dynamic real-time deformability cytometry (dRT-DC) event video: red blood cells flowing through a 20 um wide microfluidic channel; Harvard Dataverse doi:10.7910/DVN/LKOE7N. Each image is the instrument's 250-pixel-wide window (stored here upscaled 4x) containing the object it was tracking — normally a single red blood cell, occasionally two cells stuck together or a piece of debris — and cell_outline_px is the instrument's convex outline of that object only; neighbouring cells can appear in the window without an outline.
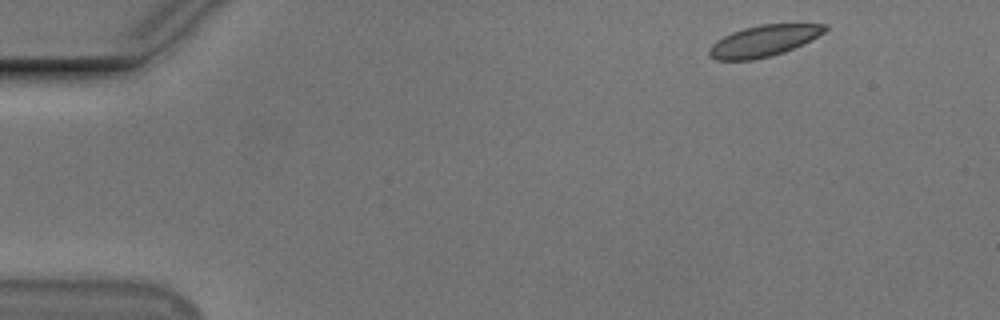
{"species": "Egyptian fruit bat (a non-hibernating species)", "species_latin": "Rousettus aegyptiacus", "temperature_condition": "cold", "stored_images_in_passage": 50, "camera_frame_rate_fps": 3000, "um_per_image_px": 0.085, "animal": {"sex": "male"}, "frame": {"image": 1, "passage_image": 1, "time_ms": 0.0, "image_size_px": [1000, 320], "cell_outline_px": [[828, 28], [824, 32], [784, 52], [752, 60], [716, 60], [708, 56], [708, 48], [716, 40], [732, 32], [744, 28], [760, 24], [828, 24]], "centroid_in_image_um": [64.84, 3.47], "position_along_channel_um": 20.2, "area_um2": 20.81}}
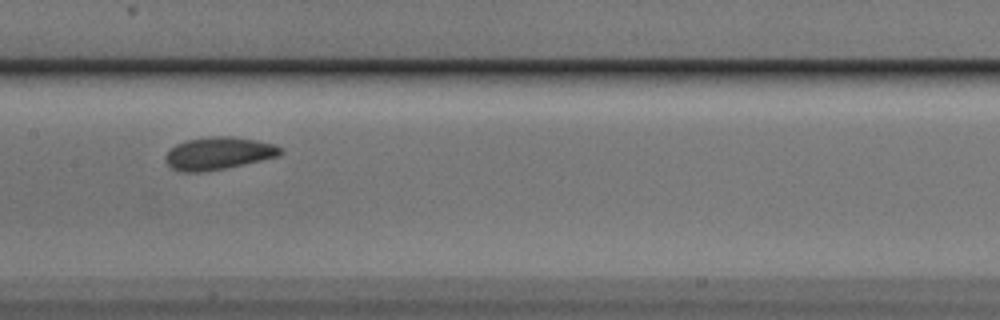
{"frame": {"image": 2, "passage_image": 23, "time_ms": 7.333, "image_size_px": [1000, 320], "cell_outline_px": [[284, 152], [280, 156], [244, 164], [224, 168], [200, 172], [180, 172], [172, 168], [164, 160], [164, 156], [176, 144], [188, 140], [212, 136], [232, 136], [256, 140], [272, 144], [284, 148]], "centroid_in_image_um": [18.59, 13.03], "position_along_channel_um": 188.8, "area_um2": 21.79}}
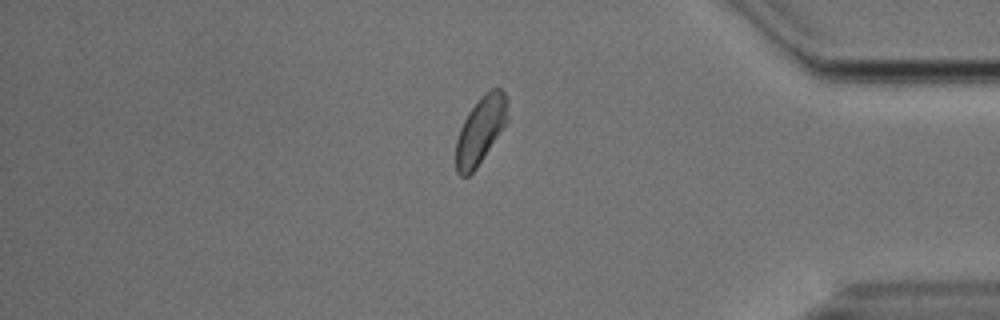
{"frame": {"image": 3, "passage_image": 42, "time_ms": 13.667, "image_size_px": [1000, 320], "cell_outline_px": [[508, 120], [504, 128], [476, 168], [468, 176], [460, 176], [456, 172], [456, 140], [460, 128], [468, 112], [480, 96], [492, 88], [500, 88], [508, 96]], "centroid_in_image_um": [40.87, 11.04], "position_along_channel_um": 394.3, "area_um2": 20.46}, "authors_computed_cell_mechanics": {"area_um2": 21.1548, "velocity_mm_per_s": 3.6632, "shape_relaxation_time_tau1_ms": 3.2748, "shape_relaxation_time_tau2_ms": 1.5371, "deformation_change_tau1": 0.0827, "deformation_change_tau2": 0.0432}}